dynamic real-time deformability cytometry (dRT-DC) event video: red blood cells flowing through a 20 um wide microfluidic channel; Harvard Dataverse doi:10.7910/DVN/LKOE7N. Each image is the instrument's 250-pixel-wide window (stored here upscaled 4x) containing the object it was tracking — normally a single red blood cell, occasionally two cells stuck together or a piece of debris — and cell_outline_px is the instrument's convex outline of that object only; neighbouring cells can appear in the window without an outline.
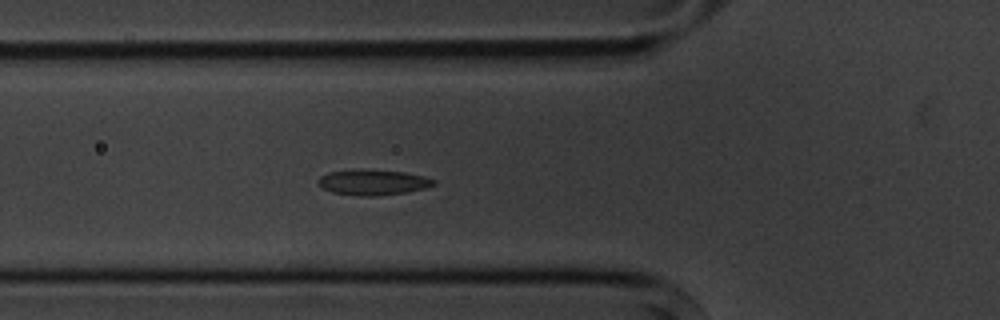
{"species": "common noctule bat (a hibernating species)", "species_latin": "Nyctalus noctula", "temperature_condition": "cold", "stored_images_in_passage": 5, "camera_frame_rate_fps": 3000, "um_per_image_px": 0.085, "animal": {"sex": "male", "body_mass_g": 20.1, "forearm_length_mm": 53.5}, "frame": {"image": 1, "passage_image": 5, "time_ms": 4.667, "image_size_px": [1000, 320], "cell_outline_px": [[436, 184], [428, 188], [408, 192], [376, 196], [360, 196], [332, 192], [324, 188], [316, 180], [320, 176], [328, 172], [360, 168], [364, 168], [404, 172], [424, 176], [436, 180]], "centroid_in_image_um": [31.73, 15.48], "position_along_channel_um": 94.1, "area_um2": 17.51}}